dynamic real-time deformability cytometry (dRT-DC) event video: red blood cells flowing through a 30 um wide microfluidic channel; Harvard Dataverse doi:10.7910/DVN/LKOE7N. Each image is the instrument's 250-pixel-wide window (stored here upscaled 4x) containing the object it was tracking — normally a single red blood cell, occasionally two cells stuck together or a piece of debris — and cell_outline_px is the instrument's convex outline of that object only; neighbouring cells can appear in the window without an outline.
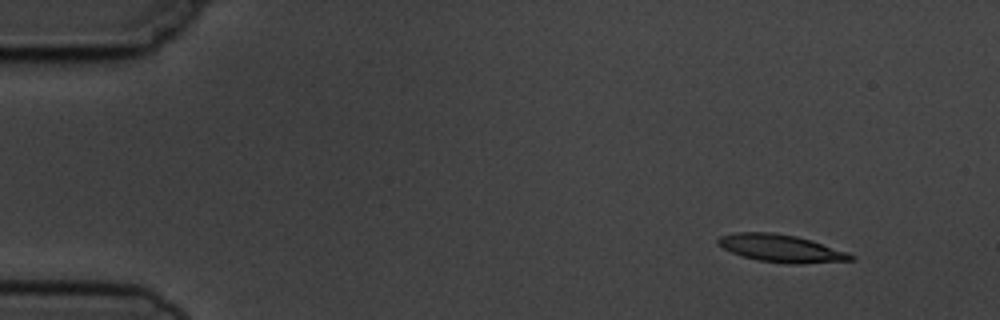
{"species": "common noctule bat (a hibernating species)", "species_latin": "Nyctalus noctula", "temperature_condition": "cold", "stored_images_in_passage": 4, "segment_of_instrument_passage": [1, 2], "camera_frame_rate_fps": 3000, "um_per_image_px": 0.085, "animal": {"sex": "male", "body_mass_g": 19.5, "forearm_length_mm": 54.6}, "frame": {"image": 1, "passage_image": 1, "time_ms": 0.0, "image_size_px": [1000, 320], "cell_outline_px": [[856, 260], [800, 264], [792, 264], [756, 260], [732, 252], [716, 244], [716, 240], [720, 236], [736, 232], [772, 232], [796, 236], [812, 240], [848, 252], [856, 256]], "centroid_in_image_um": [66.43, 21.11], "position_along_channel_um": 18.6, "area_um2": 21.44}}